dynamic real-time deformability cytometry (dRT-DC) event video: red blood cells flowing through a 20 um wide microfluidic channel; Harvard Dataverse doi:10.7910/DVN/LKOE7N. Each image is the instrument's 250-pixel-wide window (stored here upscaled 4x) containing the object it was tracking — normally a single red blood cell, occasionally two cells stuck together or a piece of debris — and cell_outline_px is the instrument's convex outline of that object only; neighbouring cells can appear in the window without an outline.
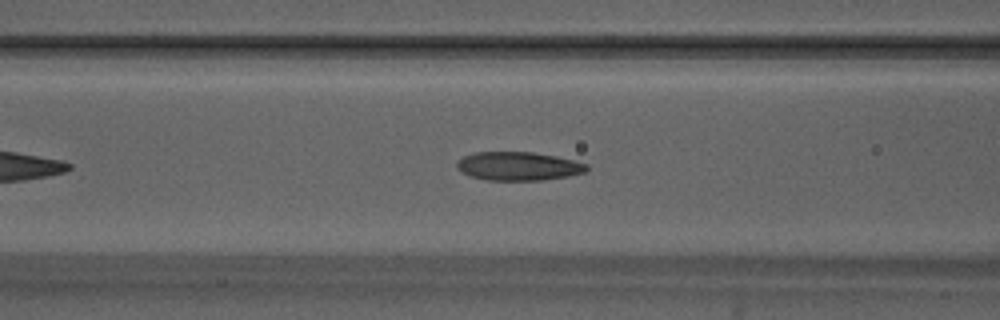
{"species": "Egyptian fruit bat (a non-hibernating species)", "species_latin": "Rousettus aegyptiacus", "temperature_condition": "warm", "stored_images_in_passage": 36, "camera_frame_rate_fps": 3000, "um_per_image_px": 0.085, "animal": {"sex": "male"}, "frame": {"image": 1, "passage_image": 11, "time_ms": 3.333, "image_size_px": [1000, 320], "cell_outline_px": [[588, 168], [584, 172], [568, 176], [544, 180], [484, 180], [468, 176], [456, 168], [456, 164], [464, 156], [472, 152], [532, 152], [556, 156], [576, 160], [588, 164]], "centroid_in_image_um": [44.05, 14.12], "position_along_channel_um": 122.5, "area_um2": 21.79}}
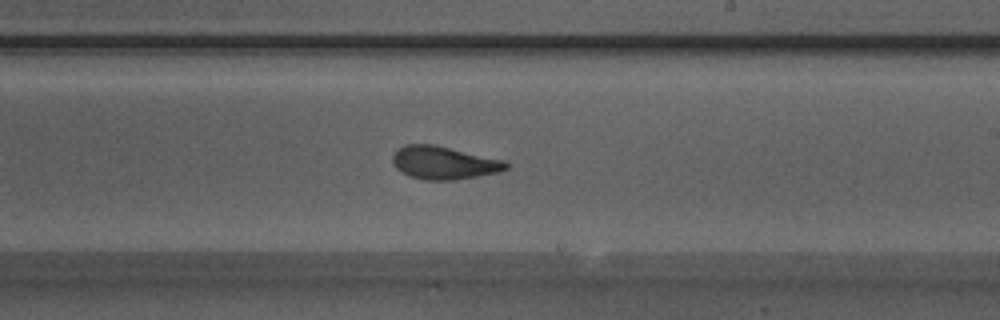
{"frame": {"image": 2, "passage_image": 21, "time_ms": 6.667, "image_size_px": [1000, 320], "cell_outline_px": [[508, 168], [496, 172], [476, 176], [452, 180], [424, 180], [400, 172], [392, 164], [392, 156], [404, 144], [432, 144], [504, 160], [508, 164]], "centroid_in_image_um": [37.69, 13.83], "position_along_channel_um": 251.3, "area_um2": 21.5}, "authors_computed_cell_mechanics": {"area_um2": 21.675, "velocity_mm_per_s": 3.8691, "shape_relaxation_time_tau1_ms": 4.0724, "shape_relaxation_time_tau2_ms": 1.6044, "deformation_change_tau1": 0.1502, "deformation_change_tau2": 0.0807}}